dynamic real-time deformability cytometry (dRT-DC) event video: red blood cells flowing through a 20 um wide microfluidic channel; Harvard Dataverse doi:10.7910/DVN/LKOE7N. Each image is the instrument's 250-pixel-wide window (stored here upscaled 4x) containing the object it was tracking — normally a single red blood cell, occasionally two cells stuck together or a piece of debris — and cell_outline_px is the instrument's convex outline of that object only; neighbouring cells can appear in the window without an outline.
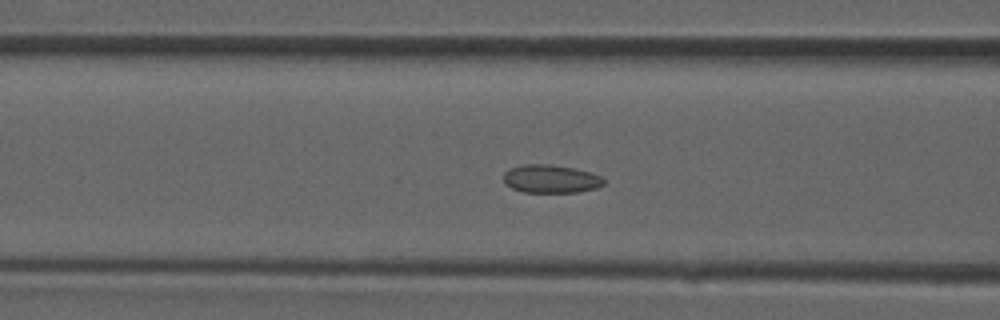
{"species": "common noctule bat (a hibernating species)", "species_latin": "Nyctalus noctula", "temperature_condition": "room temperature", "stored_images_in_passage": 39, "camera_frame_rate_fps": 3000, "um_per_image_px": 0.085, "animal": {"sex": "male", "forearm_length_mm": 52.5}, "frame": {"image": 1, "passage_image": 14, "time_ms": 4.333, "image_size_px": [1000, 320], "cell_outline_px": [[604, 184], [596, 188], [576, 192], [524, 192], [512, 188], [504, 184], [504, 172], [512, 168], [524, 164], [548, 164], [572, 168], [588, 172], [600, 176], [604, 180]], "centroid_in_image_um": [46.79, 15.21], "position_along_channel_um": 119.8, "area_um2": 16.24}}
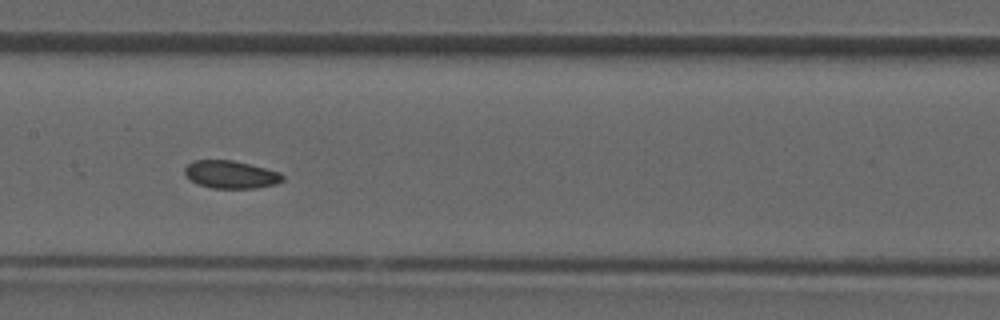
{"frame": {"image": 2, "passage_image": 18, "time_ms": 5.667, "image_size_px": [1000, 320], "cell_outline_px": [[284, 180], [276, 184], [256, 188], [212, 188], [200, 184], [192, 180], [184, 172], [184, 168], [192, 160], [232, 160], [280, 172], [284, 176]], "centroid_in_image_um": [19.64, 14.83], "position_along_channel_um": 187.8, "area_um2": 15.66}}
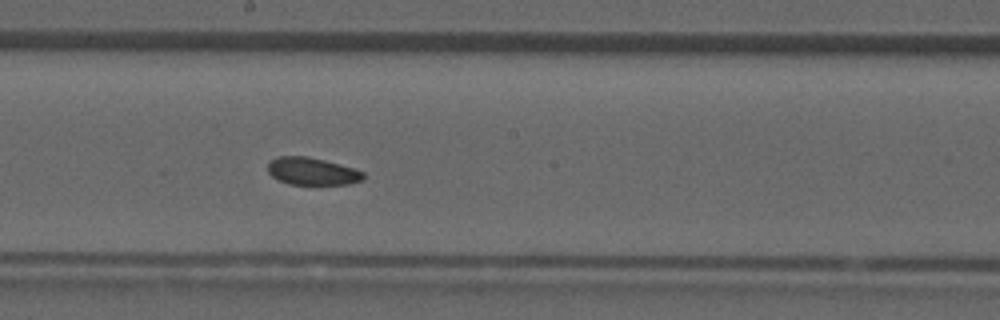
{"frame": {"image": 3, "passage_image": 20, "time_ms": 6.333, "image_size_px": [1000, 320], "cell_outline_px": [[364, 180], [348, 184], [288, 184], [272, 176], [268, 172], [268, 160], [276, 156], [308, 156], [340, 164], [364, 172]], "centroid_in_image_um": [26.51, 14.55], "position_along_channel_um": 221.7, "area_um2": 15.32}}